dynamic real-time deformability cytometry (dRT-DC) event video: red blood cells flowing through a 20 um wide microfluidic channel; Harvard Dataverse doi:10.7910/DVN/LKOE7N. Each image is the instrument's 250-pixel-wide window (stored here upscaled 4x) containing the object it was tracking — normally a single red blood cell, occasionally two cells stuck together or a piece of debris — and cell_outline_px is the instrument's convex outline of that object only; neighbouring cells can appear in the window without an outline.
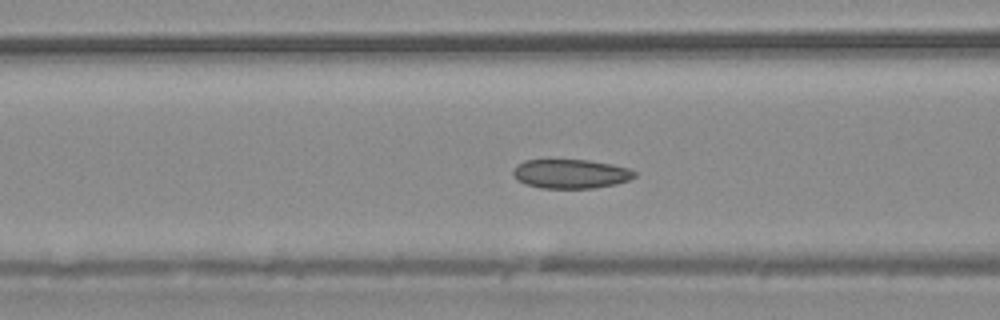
{"species": "common noctule bat (a hibernating species)", "species_latin": "Nyctalus noctula", "temperature_condition": "warm", "stored_images_in_passage": 54, "camera_frame_rate_fps": 3000, "um_per_image_px": 0.085, "animal": {"sex": "male", "body_mass_g": 20.4}, "frame": {"image": 1, "passage_image": 22, "time_ms": 7.0, "image_size_px": [1000, 320], "cell_outline_px": [[636, 176], [628, 180], [616, 184], [592, 188], [540, 188], [524, 184], [516, 180], [512, 172], [516, 164], [524, 160], [588, 160], [612, 164], [628, 168], [636, 172]], "centroid_in_image_um": [48.47, 14.77], "position_along_channel_um": 118.1, "area_um2": 20.75}}
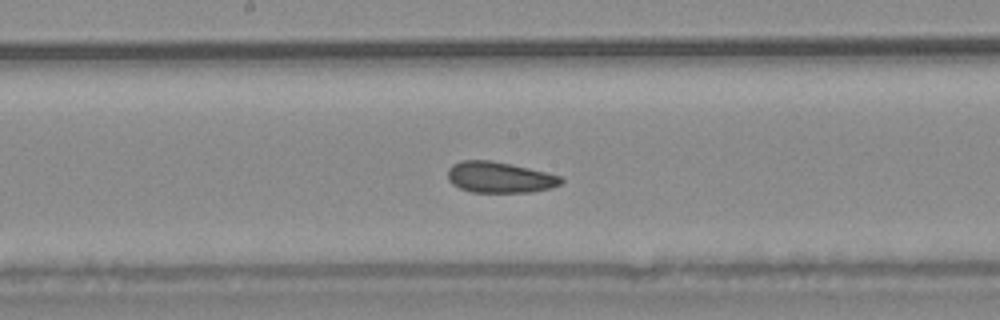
{"frame": {"image": 2, "passage_image": 29, "time_ms": 9.333, "image_size_px": [1000, 320], "cell_outline_px": [[564, 180], [560, 184], [552, 188], [532, 192], [472, 192], [460, 188], [452, 184], [448, 180], [448, 168], [452, 164], [460, 160], [488, 160], [528, 168], [560, 176]], "centroid_in_image_um": [42.43, 15.08], "position_along_channel_um": 205.8, "area_um2": 20.35}}
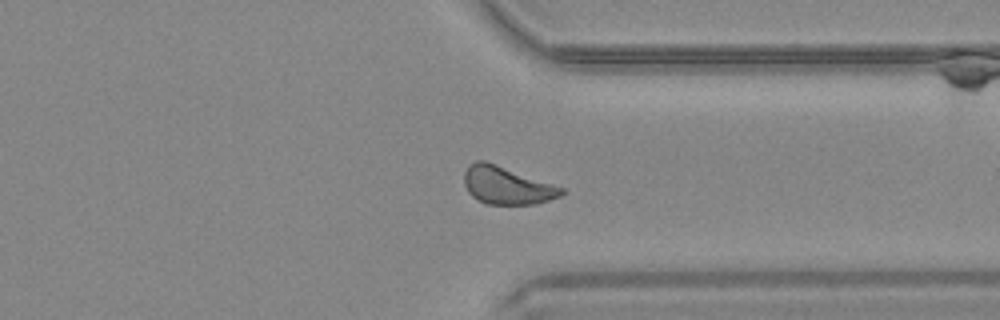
{"frame": {"image": 3, "passage_image": 42, "time_ms": 13.667, "image_size_px": [1000, 320], "cell_outline_px": [[568, 192], [560, 196], [536, 204], [488, 204], [472, 196], [468, 192], [464, 184], [464, 172], [468, 164], [476, 160], [484, 160], [564, 188]], "centroid_in_image_um": [43.07, 15.76], "position_along_channel_um": 368.3, "area_um2": 21.27}, "authors_computed_cell_mechanics": {"area_um2": 21.386, "velocity_mm_per_s": 3.7551, "shape_relaxation_time_tau1_ms": null, "shape_relaxation_time_tau2_ms": 3.2873, "deformation_change_tau1": null, "deformation_change_tau2": 0.0816}}